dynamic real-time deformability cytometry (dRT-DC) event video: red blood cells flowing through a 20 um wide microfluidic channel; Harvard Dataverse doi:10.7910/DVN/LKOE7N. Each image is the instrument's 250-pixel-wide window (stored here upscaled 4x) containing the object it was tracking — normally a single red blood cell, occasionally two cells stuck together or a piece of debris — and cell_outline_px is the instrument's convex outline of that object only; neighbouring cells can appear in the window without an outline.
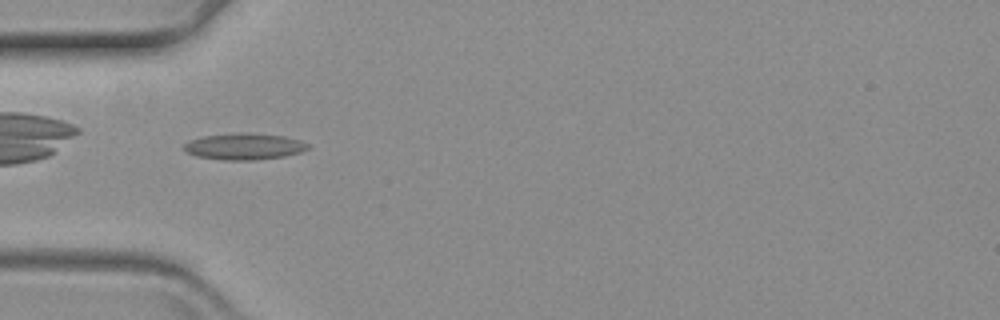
{"species": "common noctule bat (a hibernating species)", "species_latin": "Nyctalus noctula", "temperature_condition": "warm", "stored_images_in_passage": 43, "camera_frame_rate_fps": 3000, "um_per_image_px": 0.085, "animal": {"sex": "female", "body_mass_g": 19.3, "forearm_length_mm": 54.1}, "frame": {"image": 1, "passage_image": 2, "time_ms": 0.333, "image_size_px": [1000, 320], "cell_outline_px": [[312, 148], [300, 152], [284, 156], [252, 160], [224, 160], [196, 156], [180, 148], [188, 140], [204, 136], [236, 132], [248, 132], [284, 136], [300, 140], [312, 144]], "centroid_in_image_um": [20.77, 12.43], "position_along_channel_um": 64.2, "area_um2": 19.42}}
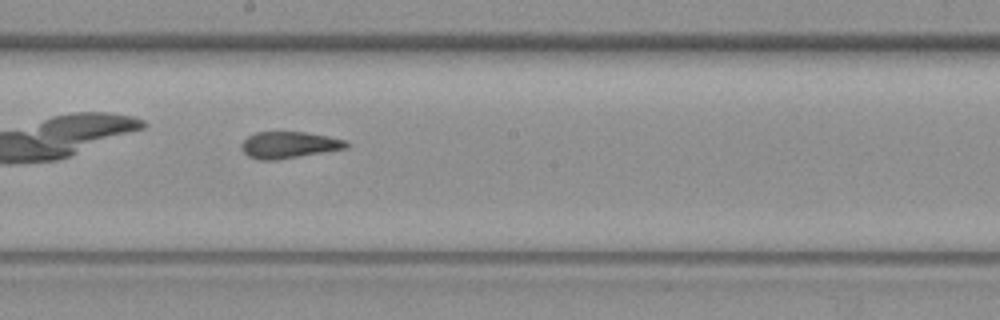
{"frame": {"image": 2, "passage_image": 16, "time_ms": 5.0, "image_size_px": [1000, 320], "cell_outline_px": [[348, 148], [276, 160], [260, 160], [248, 156], [240, 148], [240, 144], [248, 136], [256, 132], [304, 132], [328, 136], [344, 140], [348, 144]], "centroid_in_image_um": [24.53, 12.32], "position_along_channel_um": 223.7, "area_um2": 16.18}}
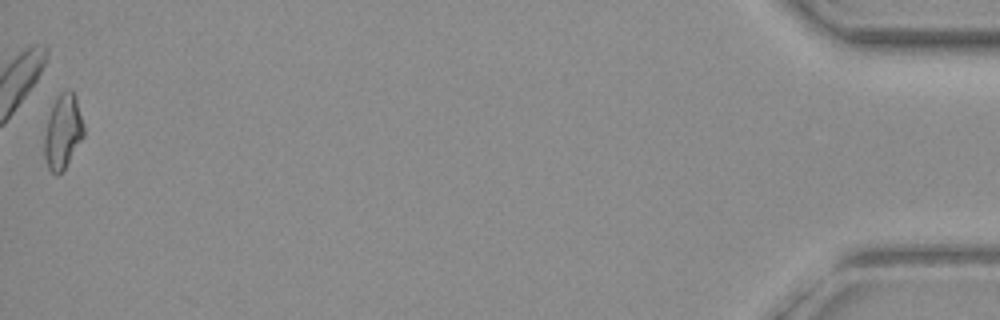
{"frame": {"image": 3, "passage_image": 43, "time_ms": 14.0, "image_size_px": [1000, 320], "cell_outline_px": [[84, 136], [64, 168], [56, 176], [48, 168], [44, 156], [44, 136], [52, 104], [56, 96], [60, 92], [68, 88], [76, 96], [84, 124]], "centroid_in_image_um": [5.34, 11.15], "position_along_channel_um": 429.9, "area_um2": 17.11}}